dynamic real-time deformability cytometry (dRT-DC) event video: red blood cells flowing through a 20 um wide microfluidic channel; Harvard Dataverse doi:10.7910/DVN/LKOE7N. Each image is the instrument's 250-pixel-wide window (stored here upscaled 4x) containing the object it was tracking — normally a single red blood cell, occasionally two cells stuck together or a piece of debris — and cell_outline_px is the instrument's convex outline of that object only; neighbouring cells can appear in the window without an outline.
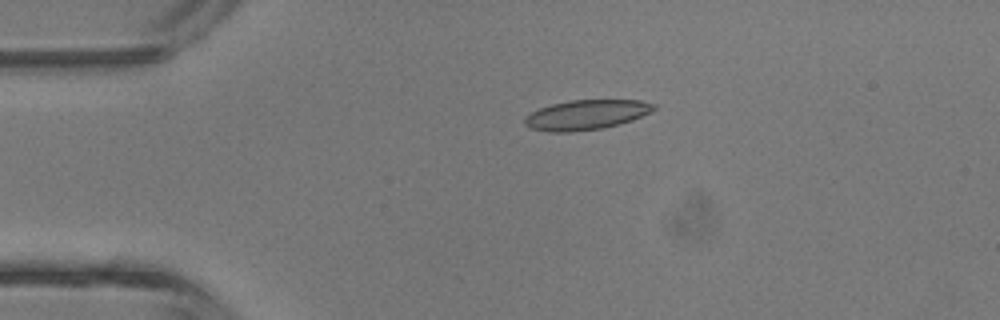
{"species": "common noctule bat (a hibernating species)", "species_latin": "Nyctalus noctula", "temperature_condition": "room temperature", "stored_images_in_passage": 4, "camera_frame_rate_fps": 3000, "um_per_image_px": 0.085, "animal": {"sex": "male", "body_mass_g": 13.3}, "frame": {"image": 1, "passage_image": 3, "time_ms": 2.333, "image_size_px": [1000, 320], "cell_outline_px": [[656, 108], [652, 112], [632, 120], [600, 128], [568, 132], [552, 132], [528, 128], [524, 124], [524, 116], [540, 108], [552, 104], [572, 100], [640, 100], [656, 104]], "centroid_in_image_um": [49.82, 9.75], "position_along_channel_um": 35.2, "area_um2": 22.31}}